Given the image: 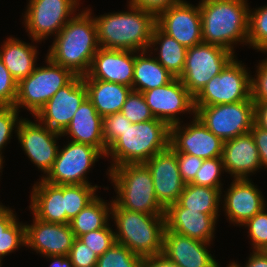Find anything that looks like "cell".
<instances>
[{"label":"cell","mask_w":267,"mask_h":267,"mask_svg":"<svg viewBox=\"0 0 267 267\" xmlns=\"http://www.w3.org/2000/svg\"><path fill=\"white\" fill-rule=\"evenodd\" d=\"M99 48L95 20L92 14L83 8L53 38L46 56L76 76H85Z\"/></svg>","instance_id":"6da1fadb"},{"label":"cell","mask_w":267,"mask_h":267,"mask_svg":"<svg viewBox=\"0 0 267 267\" xmlns=\"http://www.w3.org/2000/svg\"><path fill=\"white\" fill-rule=\"evenodd\" d=\"M127 8V11L95 16L91 7H86L95 20L100 48L136 52L149 49L156 17L129 2Z\"/></svg>","instance_id":"7a4b0ae2"},{"label":"cell","mask_w":267,"mask_h":267,"mask_svg":"<svg viewBox=\"0 0 267 267\" xmlns=\"http://www.w3.org/2000/svg\"><path fill=\"white\" fill-rule=\"evenodd\" d=\"M248 4V0H200L203 42L234 54L238 43L248 46Z\"/></svg>","instance_id":"3957f363"},{"label":"cell","mask_w":267,"mask_h":267,"mask_svg":"<svg viewBox=\"0 0 267 267\" xmlns=\"http://www.w3.org/2000/svg\"><path fill=\"white\" fill-rule=\"evenodd\" d=\"M169 146L170 126L166 122L155 118L132 123L107 148L105 158H111L107 170L123 164L145 163Z\"/></svg>","instance_id":"277c9868"},{"label":"cell","mask_w":267,"mask_h":267,"mask_svg":"<svg viewBox=\"0 0 267 267\" xmlns=\"http://www.w3.org/2000/svg\"><path fill=\"white\" fill-rule=\"evenodd\" d=\"M111 219L115 241L142 258L162 254L165 215H149L121 208L114 200Z\"/></svg>","instance_id":"5b68a950"},{"label":"cell","mask_w":267,"mask_h":267,"mask_svg":"<svg viewBox=\"0 0 267 267\" xmlns=\"http://www.w3.org/2000/svg\"><path fill=\"white\" fill-rule=\"evenodd\" d=\"M116 196L113 200L123 209L149 215H165L157 201L153 178L144 163L123 164L107 170Z\"/></svg>","instance_id":"8992f818"},{"label":"cell","mask_w":267,"mask_h":267,"mask_svg":"<svg viewBox=\"0 0 267 267\" xmlns=\"http://www.w3.org/2000/svg\"><path fill=\"white\" fill-rule=\"evenodd\" d=\"M44 60L46 66L37 65L28 77L18 83L14 107L19 112L23 108L34 116L60 88L76 77L72 71L54 63L47 56Z\"/></svg>","instance_id":"52a82bcc"},{"label":"cell","mask_w":267,"mask_h":267,"mask_svg":"<svg viewBox=\"0 0 267 267\" xmlns=\"http://www.w3.org/2000/svg\"><path fill=\"white\" fill-rule=\"evenodd\" d=\"M235 56L194 97V106L232 104L251 98V73Z\"/></svg>","instance_id":"ba28073f"},{"label":"cell","mask_w":267,"mask_h":267,"mask_svg":"<svg viewBox=\"0 0 267 267\" xmlns=\"http://www.w3.org/2000/svg\"><path fill=\"white\" fill-rule=\"evenodd\" d=\"M28 1L22 23L29 38L40 44L51 36L55 37L79 11L81 3V0Z\"/></svg>","instance_id":"9c48e42d"},{"label":"cell","mask_w":267,"mask_h":267,"mask_svg":"<svg viewBox=\"0 0 267 267\" xmlns=\"http://www.w3.org/2000/svg\"><path fill=\"white\" fill-rule=\"evenodd\" d=\"M195 116L222 141L250 133L254 125L251 98L232 104L195 106Z\"/></svg>","instance_id":"30bf717a"},{"label":"cell","mask_w":267,"mask_h":267,"mask_svg":"<svg viewBox=\"0 0 267 267\" xmlns=\"http://www.w3.org/2000/svg\"><path fill=\"white\" fill-rule=\"evenodd\" d=\"M67 140L63 148L59 147L53 167L43 179L55 185H91L87 174L105 156L93 146Z\"/></svg>","instance_id":"8fae6325"},{"label":"cell","mask_w":267,"mask_h":267,"mask_svg":"<svg viewBox=\"0 0 267 267\" xmlns=\"http://www.w3.org/2000/svg\"><path fill=\"white\" fill-rule=\"evenodd\" d=\"M235 56L223 47L202 42L187 48L184 69L178 78L195 97Z\"/></svg>","instance_id":"7c38bea8"},{"label":"cell","mask_w":267,"mask_h":267,"mask_svg":"<svg viewBox=\"0 0 267 267\" xmlns=\"http://www.w3.org/2000/svg\"><path fill=\"white\" fill-rule=\"evenodd\" d=\"M15 135L25 155L43 173L40 177L44 178L56 160L59 151L57 140L61 139L62 134L49 129L37 119L33 122L29 118H22Z\"/></svg>","instance_id":"4fadbf2b"},{"label":"cell","mask_w":267,"mask_h":267,"mask_svg":"<svg viewBox=\"0 0 267 267\" xmlns=\"http://www.w3.org/2000/svg\"><path fill=\"white\" fill-rule=\"evenodd\" d=\"M142 94L154 117L169 126L183 122L181 114L195 116L194 96L179 78L175 77L170 83Z\"/></svg>","instance_id":"5bb4252c"},{"label":"cell","mask_w":267,"mask_h":267,"mask_svg":"<svg viewBox=\"0 0 267 267\" xmlns=\"http://www.w3.org/2000/svg\"><path fill=\"white\" fill-rule=\"evenodd\" d=\"M86 98L87 89L82 76H76L68 85L60 88L33 117L62 134Z\"/></svg>","instance_id":"9a60e30c"},{"label":"cell","mask_w":267,"mask_h":267,"mask_svg":"<svg viewBox=\"0 0 267 267\" xmlns=\"http://www.w3.org/2000/svg\"><path fill=\"white\" fill-rule=\"evenodd\" d=\"M223 143L196 116L189 123L170 126V145L177 152L202 159L222 157Z\"/></svg>","instance_id":"2e32d148"},{"label":"cell","mask_w":267,"mask_h":267,"mask_svg":"<svg viewBox=\"0 0 267 267\" xmlns=\"http://www.w3.org/2000/svg\"><path fill=\"white\" fill-rule=\"evenodd\" d=\"M156 25L186 48L203 42L199 3L185 0L170 6L156 17Z\"/></svg>","instance_id":"e0dca14e"},{"label":"cell","mask_w":267,"mask_h":267,"mask_svg":"<svg viewBox=\"0 0 267 267\" xmlns=\"http://www.w3.org/2000/svg\"><path fill=\"white\" fill-rule=\"evenodd\" d=\"M228 187L226 191L224 188L221 191V194L225 193L221 195V207L229 224L240 227L267 207L262 191L250 178L233 179Z\"/></svg>","instance_id":"ac0fdd59"},{"label":"cell","mask_w":267,"mask_h":267,"mask_svg":"<svg viewBox=\"0 0 267 267\" xmlns=\"http://www.w3.org/2000/svg\"><path fill=\"white\" fill-rule=\"evenodd\" d=\"M150 170L157 201L166 210L178 201L185 187L176 153L168 147L144 163Z\"/></svg>","instance_id":"d6986e66"},{"label":"cell","mask_w":267,"mask_h":267,"mask_svg":"<svg viewBox=\"0 0 267 267\" xmlns=\"http://www.w3.org/2000/svg\"><path fill=\"white\" fill-rule=\"evenodd\" d=\"M26 227V248H30L41 257L65 255L68 256L74 241V233L70 224L45 222L33 215Z\"/></svg>","instance_id":"ffe728a7"},{"label":"cell","mask_w":267,"mask_h":267,"mask_svg":"<svg viewBox=\"0 0 267 267\" xmlns=\"http://www.w3.org/2000/svg\"><path fill=\"white\" fill-rule=\"evenodd\" d=\"M211 245L165 227L162 255L176 267H218L220 264L208 250Z\"/></svg>","instance_id":"44dd1931"},{"label":"cell","mask_w":267,"mask_h":267,"mask_svg":"<svg viewBox=\"0 0 267 267\" xmlns=\"http://www.w3.org/2000/svg\"><path fill=\"white\" fill-rule=\"evenodd\" d=\"M135 51L99 48L82 79H97L132 87Z\"/></svg>","instance_id":"7402d4cb"},{"label":"cell","mask_w":267,"mask_h":267,"mask_svg":"<svg viewBox=\"0 0 267 267\" xmlns=\"http://www.w3.org/2000/svg\"><path fill=\"white\" fill-rule=\"evenodd\" d=\"M222 160L225 172L233 179H249L260 168L263 169L251 133L224 141Z\"/></svg>","instance_id":"603a6c76"},{"label":"cell","mask_w":267,"mask_h":267,"mask_svg":"<svg viewBox=\"0 0 267 267\" xmlns=\"http://www.w3.org/2000/svg\"><path fill=\"white\" fill-rule=\"evenodd\" d=\"M219 216L190 210L177 202L165 210L166 227L169 230L207 243H213Z\"/></svg>","instance_id":"cb8c5ba5"},{"label":"cell","mask_w":267,"mask_h":267,"mask_svg":"<svg viewBox=\"0 0 267 267\" xmlns=\"http://www.w3.org/2000/svg\"><path fill=\"white\" fill-rule=\"evenodd\" d=\"M103 117L99 115L91 101L86 98L79 106L69 126L62 133L70 141L97 148L104 156L107 146L103 136Z\"/></svg>","instance_id":"d4e9b609"},{"label":"cell","mask_w":267,"mask_h":267,"mask_svg":"<svg viewBox=\"0 0 267 267\" xmlns=\"http://www.w3.org/2000/svg\"><path fill=\"white\" fill-rule=\"evenodd\" d=\"M32 215L51 223L66 224V211L63 196V185H55L39 178L30 192Z\"/></svg>","instance_id":"484cf974"},{"label":"cell","mask_w":267,"mask_h":267,"mask_svg":"<svg viewBox=\"0 0 267 267\" xmlns=\"http://www.w3.org/2000/svg\"><path fill=\"white\" fill-rule=\"evenodd\" d=\"M30 40L31 44L10 35L0 47L2 62L18 83L28 77L38 65L36 61L39 59V50L32 44L38 42Z\"/></svg>","instance_id":"4316f807"},{"label":"cell","mask_w":267,"mask_h":267,"mask_svg":"<svg viewBox=\"0 0 267 267\" xmlns=\"http://www.w3.org/2000/svg\"><path fill=\"white\" fill-rule=\"evenodd\" d=\"M87 98L100 116L105 117L121 111L132 87L97 79H83Z\"/></svg>","instance_id":"83f0119b"},{"label":"cell","mask_w":267,"mask_h":267,"mask_svg":"<svg viewBox=\"0 0 267 267\" xmlns=\"http://www.w3.org/2000/svg\"><path fill=\"white\" fill-rule=\"evenodd\" d=\"M175 77L148 50L135 51L132 90L144 92L170 83Z\"/></svg>","instance_id":"f1b7e54d"},{"label":"cell","mask_w":267,"mask_h":267,"mask_svg":"<svg viewBox=\"0 0 267 267\" xmlns=\"http://www.w3.org/2000/svg\"><path fill=\"white\" fill-rule=\"evenodd\" d=\"M148 51L152 54L154 51L156 60L174 77L178 78L182 74L187 48L165 34L157 25L153 28Z\"/></svg>","instance_id":"f546056e"},{"label":"cell","mask_w":267,"mask_h":267,"mask_svg":"<svg viewBox=\"0 0 267 267\" xmlns=\"http://www.w3.org/2000/svg\"><path fill=\"white\" fill-rule=\"evenodd\" d=\"M106 201L108 200L97 196L70 220L69 224L75 237L79 238L83 234L102 229L109 224L113 198L108 203Z\"/></svg>","instance_id":"4dcf8cb0"},{"label":"cell","mask_w":267,"mask_h":267,"mask_svg":"<svg viewBox=\"0 0 267 267\" xmlns=\"http://www.w3.org/2000/svg\"><path fill=\"white\" fill-rule=\"evenodd\" d=\"M222 189L207 186H198L192 183L185 184L177 203L184 208L207 213L209 215H220ZM220 209V210H219Z\"/></svg>","instance_id":"1f68e13d"},{"label":"cell","mask_w":267,"mask_h":267,"mask_svg":"<svg viewBox=\"0 0 267 267\" xmlns=\"http://www.w3.org/2000/svg\"><path fill=\"white\" fill-rule=\"evenodd\" d=\"M14 210L0 202V258L26 247L25 223L19 221Z\"/></svg>","instance_id":"d6a6232c"},{"label":"cell","mask_w":267,"mask_h":267,"mask_svg":"<svg viewBox=\"0 0 267 267\" xmlns=\"http://www.w3.org/2000/svg\"><path fill=\"white\" fill-rule=\"evenodd\" d=\"M101 186L95 185H63V196L66 211V224L70 223L98 195L96 191Z\"/></svg>","instance_id":"836d02e7"},{"label":"cell","mask_w":267,"mask_h":267,"mask_svg":"<svg viewBox=\"0 0 267 267\" xmlns=\"http://www.w3.org/2000/svg\"><path fill=\"white\" fill-rule=\"evenodd\" d=\"M248 47L267 54V4L249 10Z\"/></svg>","instance_id":"e575fe53"},{"label":"cell","mask_w":267,"mask_h":267,"mask_svg":"<svg viewBox=\"0 0 267 267\" xmlns=\"http://www.w3.org/2000/svg\"><path fill=\"white\" fill-rule=\"evenodd\" d=\"M97 267H143V258L115 242L98 257Z\"/></svg>","instance_id":"d590c367"},{"label":"cell","mask_w":267,"mask_h":267,"mask_svg":"<svg viewBox=\"0 0 267 267\" xmlns=\"http://www.w3.org/2000/svg\"><path fill=\"white\" fill-rule=\"evenodd\" d=\"M224 172L222 157L204 159L202 166L196 172L195 178L191 183L198 186L223 189L224 183H221V180Z\"/></svg>","instance_id":"8d00e7d4"},{"label":"cell","mask_w":267,"mask_h":267,"mask_svg":"<svg viewBox=\"0 0 267 267\" xmlns=\"http://www.w3.org/2000/svg\"><path fill=\"white\" fill-rule=\"evenodd\" d=\"M131 123L155 119L142 92L131 91L120 111Z\"/></svg>","instance_id":"74e56055"},{"label":"cell","mask_w":267,"mask_h":267,"mask_svg":"<svg viewBox=\"0 0 267 267\" xmlns=\"http://www.w3.org/2000/svg\"><path fill=\"white\" fill-rule=\"evenodd\" d=\"M241 227L248 229V237L253 250H265L267 248V208L247 220Z\"/></svg>","instance_id":"f35d334b"},{"label":"cell","mask_w":267,"mask_h":267,"mask_svg":"<svg viewBox=\"0 0 267 267\" xmlns=\"http://www.w3.org/2000/svg\"><path fill=\"white\" fill-rule=\"evenodd\" d=\"M19 111L14 106H0V157H4L3 150L12 139L13 132H17L20 120Z\"/></svg>","instance_id":"ab89813d"},{"label":"cell","mask_w":267,"mask_h":267,"mask_svg":"<svg viewBox=\"0 0 267 267\" xmlns=\"http://www.w3.org/2000/svg\"><path fill=\"white\" fill-rule=\"evenodd\" d=\"M110 226L109 223L102 229L81 235L79 239L99 257L116 242L114 228Z\"/></svg>","instance_id":"60d3db41"},{"label":"cell","mask_w":267,"mask_h":267,"mask_svg":"<svg viewBox=\"0 0 267 267\" xmlns=\"http://www.w3.org/2000/svg\"><path fill=\"white\" fill-rule=\"evenodd\" d=\"M132 123L121 113H113L103 117V136L107 148L119 137Z\"/></svg>","instance_id":"b9f144b4"},{"label":"cell","mask_w":267,"mask_h":267,"mask_svg":"<svg viewBox=\"0 0 267 267\" xmlns=\"http://www.w3.org/2000/svg\"><path fill=\"white\" fill-rule=\"evenodd\" d=\"M18 82L10 74L0 58V106H14Z\"/></svg>","instance_id":"7bdbcfd3"},{"label":"cell","mask_w":267,"mask_h":267,"mask_svg":"<svg viewBox=\"0 0 267 267\" xmlns=\"http://www.w3.org/2000/svg\"><path fill=\"white\" fill-rule=\"evenodd\" d=\"M255 75H251V99L253 102L267 101V57L259 60ZM256 77V78H255Z\"/></svg>","instance_id":"ee69618b"},{"label":"cell","mask_w":267,"mask_h":267,"mask_svg":"<svg viewBox=\"0 0 267 267\" xmlns=\"http://www.w3.org/2000/svg\"><path fill=\"white\" fill-rule=\"evenodd\" d=\"M68 257L74 267H86L91 264H97L98 260V256L95 252L90 250L89 247L77 237L74 238Z\"/></svg>","instance_id":"f6af8a7d"},{"label":"cell","mask_w":267,"mask_h":267,"mask_svg":"<svg viewBox=\"0 0 267 267\" xmlns=\"http://www.w3.org/2000/svg\"><path fill=\"white\" fill-rule=\"evenodd\" d=\"M175 153L179 165V171L183 181L191 183L196 175V172L202 166L204 159L195 155L177 152L171 145L169 146Z\"/></svg>","instance_id":"bcb514c9"},{"label":"cell","mask_w":267,"mask_h":267,"mask_svg":"<svg viewBox=\"0 0 267 267\" xmlns=\"http://www.w3.org/2000/svg\"><path fill=\"white\" fill-rule=\"evenodd\" d=\"M185 0H127L131 5L144 11L152 13L157 17L172 5H176Z\"/></svg>","instance_id":"7dc6e473"},{"label":"cell","mask_w":267,"mask_h":267,"mask_svg":"<svg viewBox=\"0 0 267 267\" xmlns=\"http://www.w3.org/2000/svg\"><path fill=\"white\" fill-rule=\"evenodd\" d=\"M259 152L261 165L264 171L267 168V131L259 128L255 123L250 130Z\"/></svg>","instance_id":"c3c4849f"},{"label":"cell","mask_w":267,"mask_h":267,"mask_svg":"<svg viewBox=\"0 0 267 267\" xmlns=\"http://www.w3.org/2000/svg\"><path fill=\"white\" fill-rule=\"evenodd\" d=\"M247 259L248 260L244 266H242L238 261L235 262L234 260L233 262L230 261V263L234 267H267V254L263 250H252Z\"/></svg>","instance_id":"681fc988"},{"label":"cell","mask_w":267,"mask_h":267,"mask_svg":"<svg viewBox=\"0 0 267 267\" xmlns=\"http://www.w3.org/2000/svg\"><path fill=\"white\" fill-rule=\"evenodd\" d=\"M254 123L267 131V101L254 102Z\"/></svg>","instance_id":"f907efd6"},{"label":"cell","mask_w":267,"mask_h":267,"mask_svg":"<svg viewBox=\"0 0 267 267\" xmlns=\"http://www.w3.org/2000/svg\"><path fill=\"white\" fill-rule=\"evenodd\" d=\"M143 267H176L162 254L143 258Z\"/></svg>","instance_id":"816d5d0a"},{"label":"cell","mask_w":267,"mask_h":267,"mask_svg":"<svg viewBox=\"0 0 267 267\" xmlns=\"http://www.w3.org/2000/svg\"><path fill=\"white\" fill-rule=\"evenodd\" d=\"M51 263L49 267H74L68 256L65 255H55V256H45Z\"/></svg>","instance_id":"f5cc1de1"},{"label":"cell","mask_w":267,"mask_h":267,"mask_svg":"<svg viewBox=\"0 0 267 267\" xmlns=\"http://www.w3.org/2000/svg\"><path fill=\"white\" fill-rule=\"evenodd\" d=\"M3 159H4L3 157H0V173H1V174H2V171H3L2 169L4 168V167H3V164L5 163V160L3 161ZM1 174H0V176H1ZM0 181H1V180H0Z\"/></svg>","instance_id":"db71d44e"},{"label":"cell","mask_w":267,"mask_h":267,"mask_svg":"<svg viewBox=\"0 0 267 267\" xmlns=\"http://www.w3.org/2000/svg\"><path fill=\"white\" fill-rule=\"evenodd\" d=\"M86 267H97V264H91V265H88Z\"/></svg>","instance_id":"11a10c76"},{"label":"cell","mask_w":267,"mask_h":267,"mask_svg":"<svg viewBox=\"0 0 267 267\" xmlns=\"http://www.w3.org/2000/svg\"><path fill=\"white\" fill-rule=\"evenodd\" d=\"M218 267H221V266L219 265ZM226 267H234V266L229 262V264H227Z\"/></svg>","instance_id":"9f6ffc18"},{"label":"cell","mask_w":267,"mask_h":267,"mask_svg":"<svg viewBox=\"0 0 267 267\" xmlns=\"http://www.w3.org/2000/svg\"><path fill=\"white\" fill-rule=\"evenodd\" d=\"M2 261H3V258H0V267H2Z\"/></svg>","instance_id":"6f0895ef"}]
</instances>
